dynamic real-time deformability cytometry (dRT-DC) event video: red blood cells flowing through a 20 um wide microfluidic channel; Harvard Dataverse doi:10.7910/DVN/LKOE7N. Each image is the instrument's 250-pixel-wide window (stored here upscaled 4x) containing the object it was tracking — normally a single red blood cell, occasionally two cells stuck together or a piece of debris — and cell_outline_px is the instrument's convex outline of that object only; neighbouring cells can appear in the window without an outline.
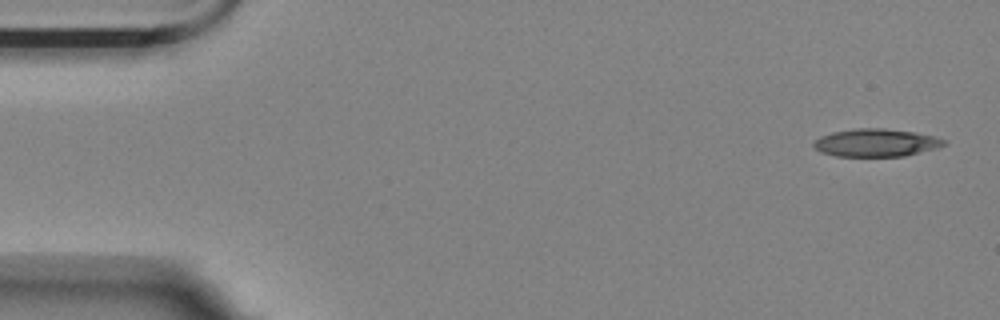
{"species": "Egyptian fruit bat (a non-hibernating species)", "species_latin": "Rousettus aegyptiacus", "temperature_condition": "room temperature", "stored_images_in_passage": 6, "camera_frame_rate_fps": 3000, "um_per_image_px": 0.085, "animal": {"sex": "female"}, "frame": {"image": 1, "passage_image": 1, "time_ms": 0.0, "image_size_px": [1000, 320], "cell_outline_px": [[948, 144], [936, 148], [904, 156], [836, 156], [820, 152], [812, 144], [820, 136], [832, 132], [856, 128], [884, 128], [912, 132], [932, 136], [944, 140]], "centroid_in_image_um": [74.43, 12.13], "position_along_channel_um": 10.6, "area_um2": 20.92}}
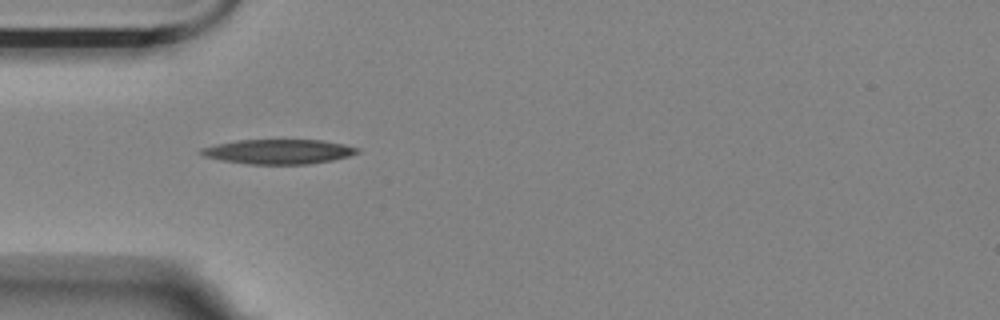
{"frame": {"image": 2, "passage_image": 5, "time_ms": 1.333, "image_size_px": [1000, 320], "cell_outline_px": [[360, 152], [348, 156], [332, 160], [308, 164], [248, 164], [224, 160], [204, 156], [200, 152], [200, 148], [216, 144], [236, 140], [320, 140], [344, 144], [360, 148]], "centroid_in_image_um": [23.7, 12.88], "position_along_channel_um": 61.3, "area_um2": 22.31}}
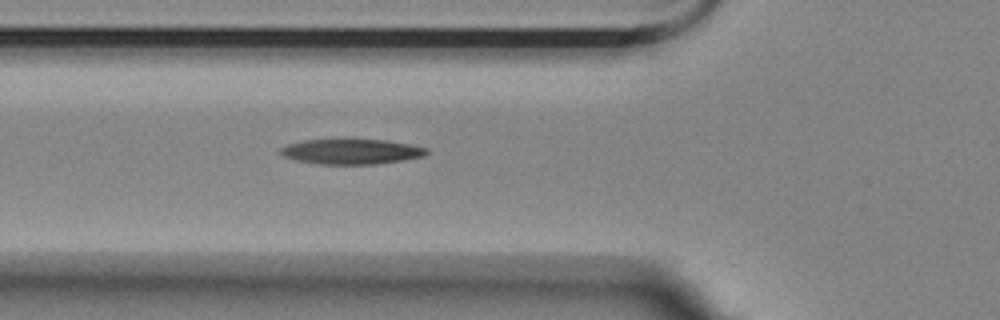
{"frame": {"image": 3, "passage_image": 6, "time_ms": 1.667, "image_size_px": [1000, 320], "cell_outline_px": [[428, 152], [424, 156], [376, 164], [320, 164], [296, 160], [284, 156], [280, 152], [280, 148], [288, 144], [304, 140], [344, 136], [384, 140], [408, 144], [428, 148]], "centroid_in_image_um": [29.82, 12.83], "position_along_channel_um": 96.0, "area_um2": 22.2}}